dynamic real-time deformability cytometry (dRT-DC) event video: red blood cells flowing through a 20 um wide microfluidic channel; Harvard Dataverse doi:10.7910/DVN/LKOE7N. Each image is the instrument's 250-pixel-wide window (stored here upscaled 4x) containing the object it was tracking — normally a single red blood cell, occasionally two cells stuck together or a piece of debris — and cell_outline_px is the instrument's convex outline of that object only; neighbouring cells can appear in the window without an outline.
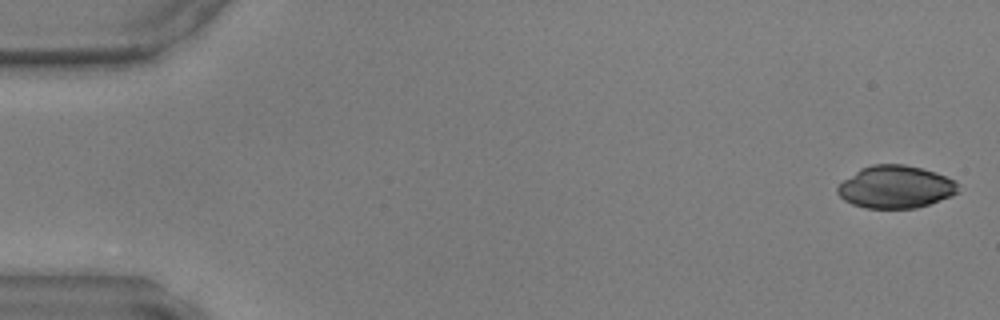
{"species": "common noctule bat (a hibernating species)", "species_latin": "Nyctalus noctula", "temperature_condition": "warm", "stored_images_in_passage": 18, "camera_frame_rate_fps": 3000, "um_per_image_px": 0.085, "animal": {"sex": "male", "body_mass_g": 17.9, "forearm_length_mm": 54.2}, "frame": {"image": 1, "passage_image": 1, "time_ms": 0.0, "image_size_px": [1000, 320], "cell_outline_px": [[960, 192], [952, 196], [916, 208], [864, 208], [852, 204], [844, 200], [836, 192], [836, 188], [844, 180], [860, 168], [872, 164], [904, 164], [936, 172], [956, 180]], "centroid_in_image_um": [76.14, 15.89], "position_along_channel_um": 8.9, "area_um2": 30.06}}
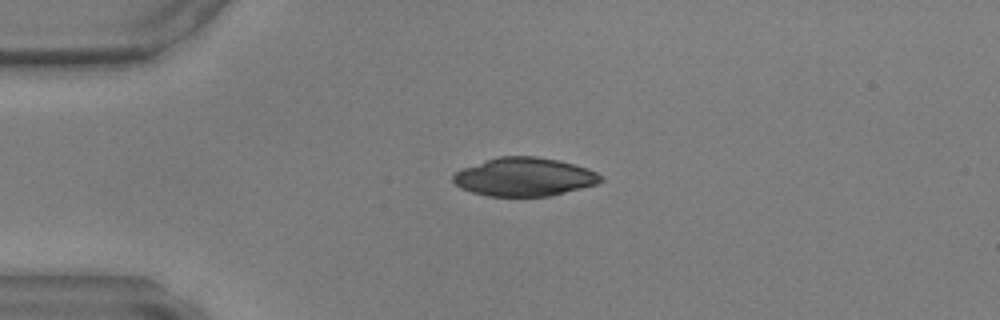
{"frame": {"image": 2, "passage_image": 11, "time_ms": 3.333, "image_size_px": [1000, 320], "cell_outline_px": [[604, 180], [596, 184], [552, 196], [488, 196], [472, 192], [460, 188], [452, 180], [452, 176], [456, 172], [464, 168], [500, 156], [536, 156], [556, 160], [588, 168], [604, 176]], "centroid_in_image_um": [44.6, 15.05], "position_along_channel_um": 40.4, "area_um2": 32.89}}